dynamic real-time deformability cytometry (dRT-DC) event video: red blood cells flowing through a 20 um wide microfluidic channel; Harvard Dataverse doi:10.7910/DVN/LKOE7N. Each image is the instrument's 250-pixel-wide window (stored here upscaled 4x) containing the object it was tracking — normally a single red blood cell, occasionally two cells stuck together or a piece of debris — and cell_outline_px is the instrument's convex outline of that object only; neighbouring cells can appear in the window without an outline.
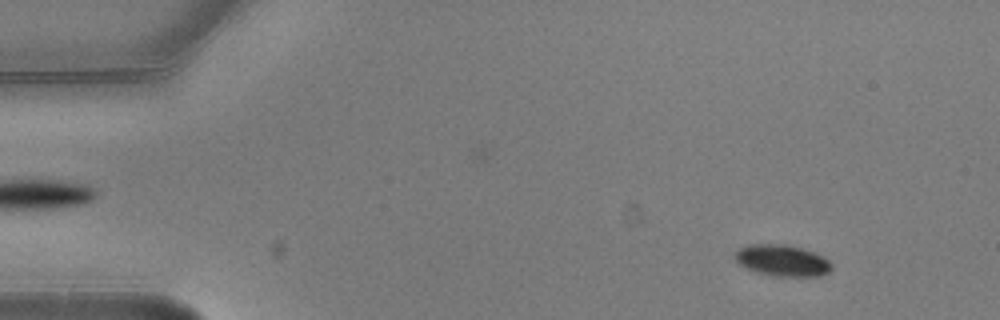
{"species": "common noctule bat (a hibernating species)", "species_latin": "Nyctalus noctula", "temperature_condition": "warm", "stored_images_in_passage": 3, "camera_frame_rate_fps": 3000, "um_per_image_px": 0.085, "animal": {"sex": "male", "body_mass_g": 20.5, "forearm_length_mm": 52.5}, "frame": {"image": 1, "passage_image": 3, "time_ms": 0.667, "image_size_px": [1000, 320], "cell_outline_px": [[832, 268], [828, 272], [820, 276], [776, 276], [760, 272], [748, 268], [740, 264], [736, 260], [736, 252], [740, 248], [748, 244], [788, 244], [824, 256], [832, 264]], "centroid_in_image_um": [66.53, 22.13], "position_along_channel_um": 18.5, "area_um2": 17.4}}